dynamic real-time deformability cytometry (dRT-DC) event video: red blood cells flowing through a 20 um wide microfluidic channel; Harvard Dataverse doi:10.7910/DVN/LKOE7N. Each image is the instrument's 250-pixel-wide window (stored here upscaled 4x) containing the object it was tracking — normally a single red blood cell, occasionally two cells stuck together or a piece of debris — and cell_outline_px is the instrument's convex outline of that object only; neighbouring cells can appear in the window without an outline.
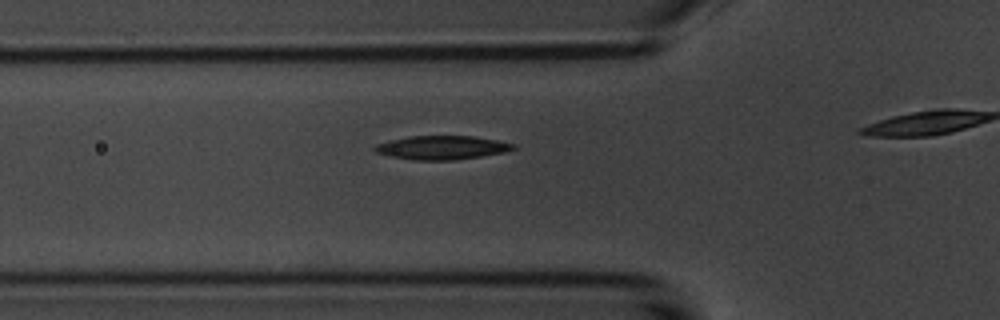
{"species": "common noctule bat (a hibernating species)", "species_latin": "Nyctalus noctula", "temperature_condition": "room temperature", "stored_images_in_passage": 18, "camera_frame_rate_fps": 3000, "um_per_image_px": 0.085, "animal": {"sex": "male", "body_mass_g": 20.1, "forearm_length_mm": 53.5}, "frame": {"image": 1, "passage_image": 13, "time_ms": 4.0, "image_size_px": [1000, 320], "cell_outline_px": [[516, 148], [504, 152], [456, 160], [412, 160], [388, 156], [376, 152], [372, 148], [376, 144], [388, 140], [408, 136], [472, 136], [496, 140], [516, 144]], "centroid_in_image_um": [37.51, 12.54], "position_along_channel_um": 88.3, "area_um2": 19.25}}
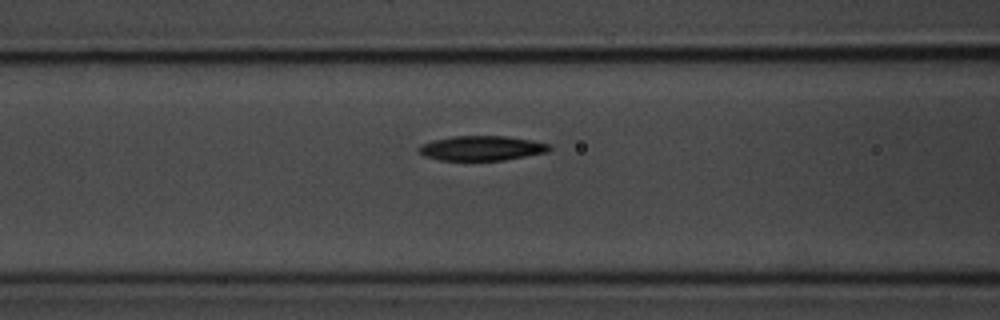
{"frame": {"image": 2, "passage_image": 16, "time_ms": 5.0, "image_size_px": [1000, 320], "cell_outline_px": [[552, 148], [548, 152], [504, 160], [440, 160], [424, 156], [416, 148], [420, 144], [432, 140], [452, 136], [504, 136], [532, 140], [552, 144]], "centroid_in_image_um": [40.95, 12.59], "position_along_channel_um": 125.7, "area_um2": 18.96}}